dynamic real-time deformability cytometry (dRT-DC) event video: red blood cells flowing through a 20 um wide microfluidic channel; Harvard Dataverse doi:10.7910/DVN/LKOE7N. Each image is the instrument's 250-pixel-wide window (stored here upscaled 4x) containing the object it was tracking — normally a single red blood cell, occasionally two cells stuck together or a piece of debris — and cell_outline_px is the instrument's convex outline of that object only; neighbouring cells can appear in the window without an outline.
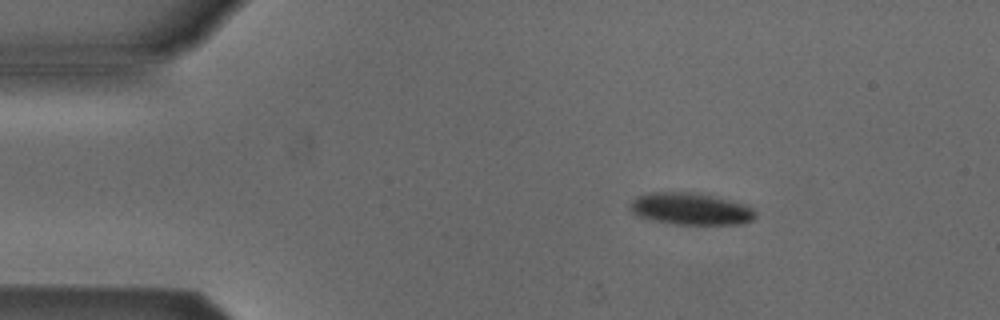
{"species": "Egyptian fruit bat (a non-hibernating species)", "species_latin": "Rousettus aegyptiacus", "temperature_condition": "cold", "stored_images_in_passage": 7, "camera_frame_rate_fps": 3000, "um_per_image_px": 0.085, "animal": {"sex": "male"}, "frame": {"image": 1, "passage_image": 1, "time_ms": 0.0, "image_size_px": [1000, 320], "cell_outline_px": [[756, 216], [752, 220], [740, 224], [676, 224], [652, 220], [640, 216], [632, 212], [628, 208], [628, 204], [636, 196], [652, 192], [696, 192], [748, 204], [756, 212]], "centroid_in_image_um": [58.71, 17.74], "position_along_channel_um": 26.3, "area_um2": 23.52}}
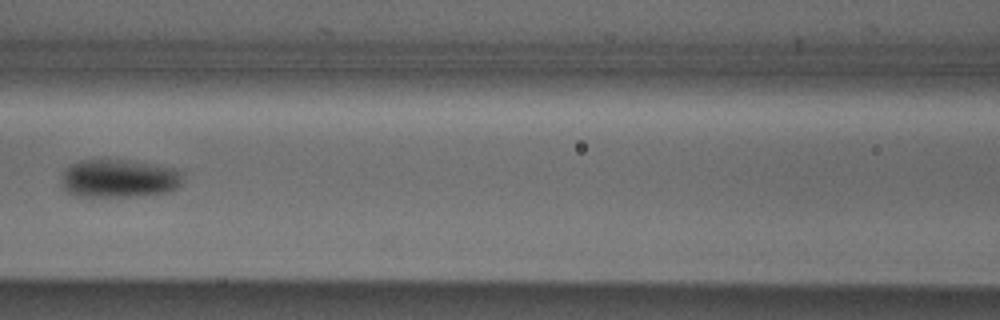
{"frame": {"image": 2, "passage_image": 7, "time_ms": 5.0, "image_size_px": [1000, 320], "cell_outline_px": [[180, 184], [176, 188], [168, 192], [132, 196], [72, 196], [60, 188], [60, 176], [72, 164], [80, 160], [128, 160], [176, 168], [180, 172]], "centroid_in_image_um": [10.03, 15.18], "position_along_channel_um": 156.6, "area_um2": 27.05}}